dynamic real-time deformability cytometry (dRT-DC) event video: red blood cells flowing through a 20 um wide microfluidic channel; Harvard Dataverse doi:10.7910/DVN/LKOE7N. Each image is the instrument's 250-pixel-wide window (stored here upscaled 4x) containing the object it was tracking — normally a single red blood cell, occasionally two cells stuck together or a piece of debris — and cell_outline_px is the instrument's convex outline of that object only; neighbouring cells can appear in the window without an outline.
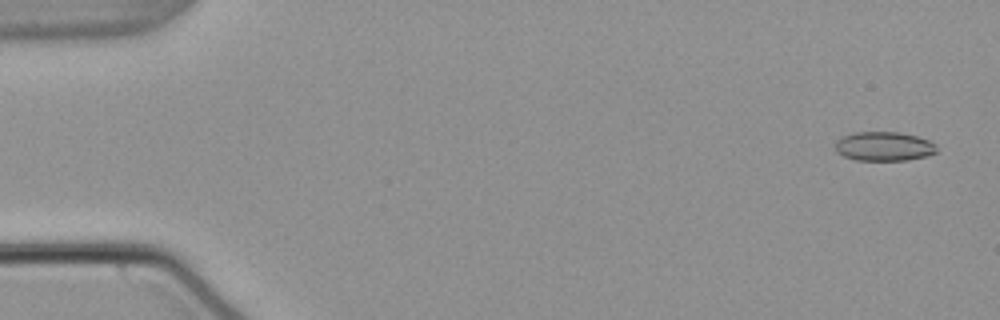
{"species": "common noctule bat (a hibernating species)", "species_latin": "Nyctalus noctula", "temperature_condition": "warm", "stored_images_in_passage": 55, "camera_frame_rate_fps": 3000, "um_per_image_px": 0.085, "animal": {"sex": "male", "body_mass_g": 21.5, "forearm_length_mm": 52.0}, "frame": {"image": 1, "passage_image": 3, "time_ms": 0.667, "image_size_px": [1000, 320], "cell_outline_px": [[936, 152], [928, 156], [908, 160], [856, 160], [844, 156], [836, 152], [836, 140], [852, 132], [900, 132], [916, 136], [928, 140], [936, 144]], "centroid_in_image_um": [75.14, 12.44], "position_along_channel_um": 9.9, "area_um2": 17.28}}
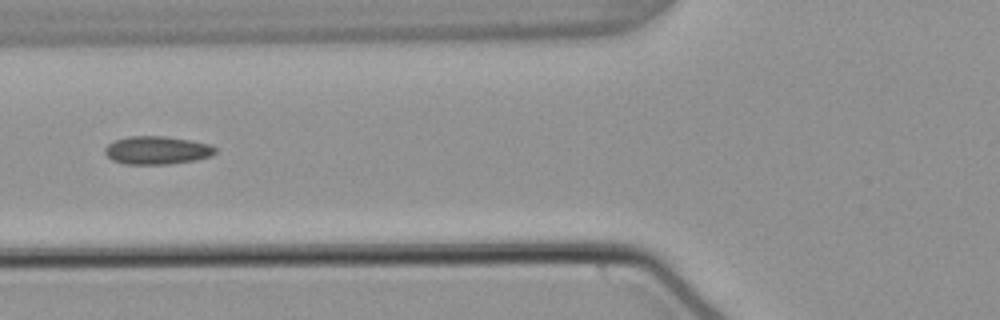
{"frame": {"image": 2, "passage_image": 22, "time_ms": 7.0, "image_size_px": [1000, 320], "cell_outline_px": [[216, 152], [212, 156], [196, 160], [168, 164], [124, 164], [112, 160], [104, 152], [104, 148], [108, 144], [116, 140], [128, 136], [164, 136], [188, 140], [208, 144], [216, 148]], "centroid_in_image_um": [13.33, 12.78], "position_along_channel_um": 112.5, "area_um2": 18.03}}
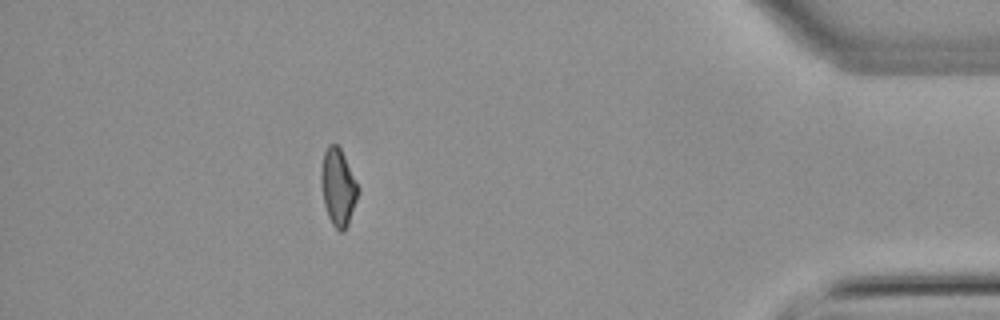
{"frame": {"image": 3, "passage_image": 49, "time_ms": 16.0, "image_size_px": [1000, 320], "cell_outline_px": [[360, 188], [348, 224], [344, 232], [340, 232], [332, 224], [328, 216], [324, 204], [320, 180], [320, 172], [324, 152], [328, 144], [336, 144], [340, 148]], "centroid_in_image_um": [28.73, 15.91], "position_along_channel_um": 406.5, "area_um2": 16.53}, "authors_computed_cell_mechanics": {"area_um2": 17.2244, "velocity_mm_per_s": 3.8188, "shape_relaxation_time_tau1_ms": null, "shape_relaxation_time_tau2_ms": 2.199, "deformation_change_tau1": null, "deformation_change_tau2": 0.0962}}